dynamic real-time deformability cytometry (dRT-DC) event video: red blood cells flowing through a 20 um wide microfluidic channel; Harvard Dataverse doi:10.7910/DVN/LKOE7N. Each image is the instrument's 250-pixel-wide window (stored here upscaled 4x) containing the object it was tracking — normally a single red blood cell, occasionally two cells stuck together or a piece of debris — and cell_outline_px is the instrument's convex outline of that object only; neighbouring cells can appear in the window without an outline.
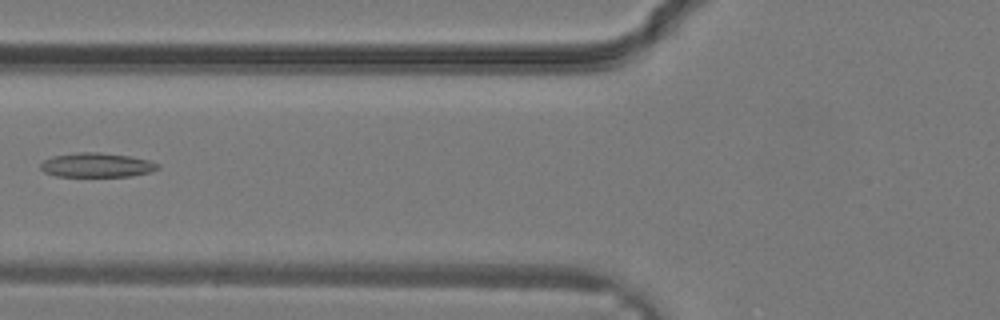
{"species": "common noctule bat (a hibernating species)", "species_latin": "Nyctalus noctula", "temperature_condition": "warm", "stored_images_in_passage": 27, "camera_frame_rate_fps": 3000, "um_per_image_px": 0.085, "animal": {"sex": "male", "body_mass_g": 19.2, "forearm_length_mm": 51.8}, "frame": {"image": 1, "passage_image": 8, "time_ms": 2.333, "image_size_px": [1000, 320], "cell_outline_px": [[160, 168], [148, 172], [132, 176], [56, 176], [44, 172], [40, 168], [40, 164], [44, 160], [52, 156], [76, 152], [100, 152], [128, 156], [148, 160], [160, 164]], "centroid_in_image_um": [8.2, 14.02], "position_along_channel_um": 117.6, "area_um2": 16.59}}
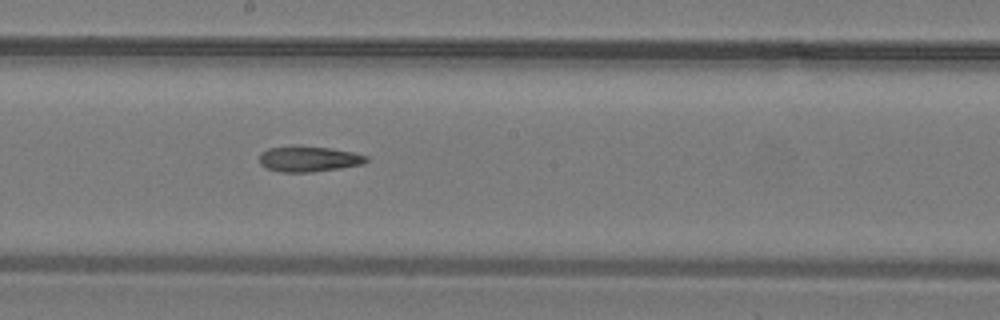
{"frame": {"image": 2, "passage_image": 13, "time_ms": 4.0, "image_size_px": [1000, 320], "cell_outline_px": [[368, 160], [364, 164], [340, 168], [312, 172], [280, 172], [268, 168], [260, 164], [260, 152], [268, 148], [292, 144], [300, 144], [332, 148], [352, 152], [368, 156]], "centroid_in_image_um": [26.23, 13.48], "position_along_channel_um": 222.0, "area_um2": 16.42}}
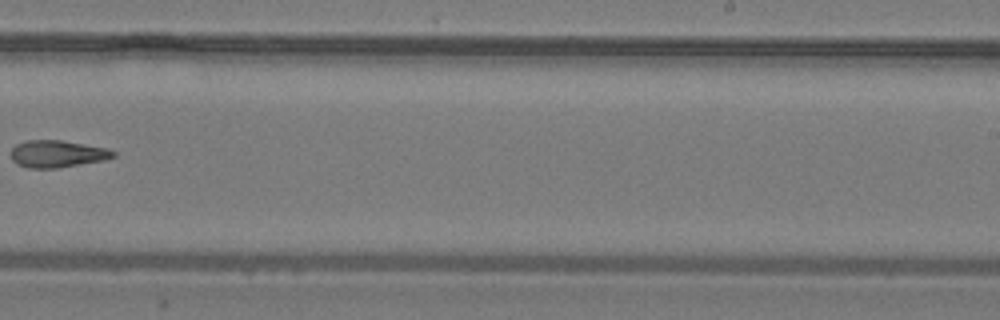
{"frame": {"image": 3, "passage_image": 16, "time_ms": 5.0, "image_size_px": [1000, 320], "cell_outline_px": [[116, 156], [104, 160], [56, 168], [28, 168], [16, 164], [12, 160], [12, 148], [16, 144], [28, 140], [60, 140], [108, 148], [116, 152]], "centroid_in_image_um": [4.87, 13.08], "position_along_channel_um": 284.1, "area_um2": 16.13}}